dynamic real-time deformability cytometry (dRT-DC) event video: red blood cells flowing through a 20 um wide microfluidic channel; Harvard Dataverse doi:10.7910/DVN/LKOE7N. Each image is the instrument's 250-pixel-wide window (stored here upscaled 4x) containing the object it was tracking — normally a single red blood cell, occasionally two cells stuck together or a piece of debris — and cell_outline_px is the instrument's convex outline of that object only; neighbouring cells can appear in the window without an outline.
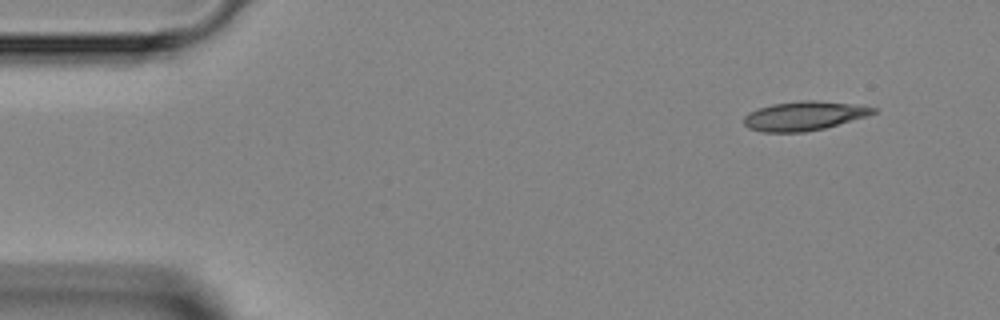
{"species": "Egyptian fruit bat (a non-hibernating species)", "species_latin": "Rousettus aegyptiacus", "temperature_condition": "room temperature", "stored_images_in_passage": 7, "camera_frame_rate_fps": 3000, "um_per_image_px": 0.085, "animal": {"sex": "female"}, "frame": {"image": 1, "passage_image": 1, "time_ms": 0.0, "image_size_px": [1000, 320], "cell_outline_px": [[880, 112], [824, 128], [804, 132], [764, 132], [748, 128], [744, 124], [744, 116], [748, 112], [772, 104], [800, 100], [816, 100], [852, 104], [876, 108]], "centroid_in_image_um": [68.34, 9.84], "position_along_channel_um": 16.7, "area_um2": 21.85}}
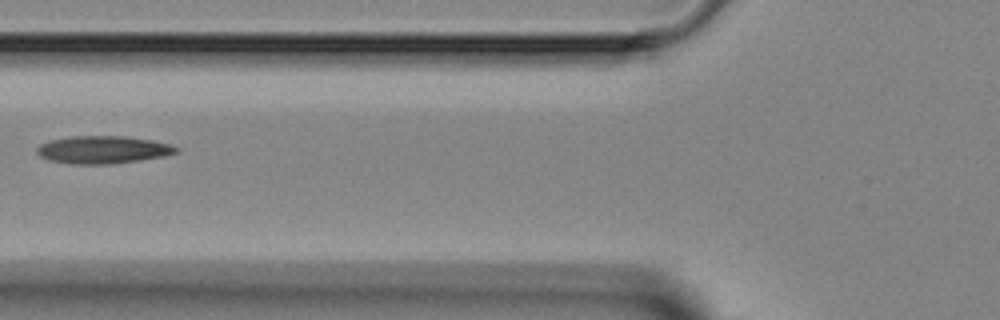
{"frame": {"image": 2, "passage_image": 5, "time_ms": 4.667, "image_size_px": [1000, 320], "cell_outline_px": [[180, 148], [176, 152], [164, 156], [140, 160], [108, 164], [72, 164], [48, 160], [40, 156], [36, 152], [36, 148], [40, 144], [48, 140], [72, 136], [124, 136], [152, 140], [172, 144]], "centroid_in_image_um": [8.73, 12.72], "position_along_channel_um": 117.1, "area_um2": 22.54}}
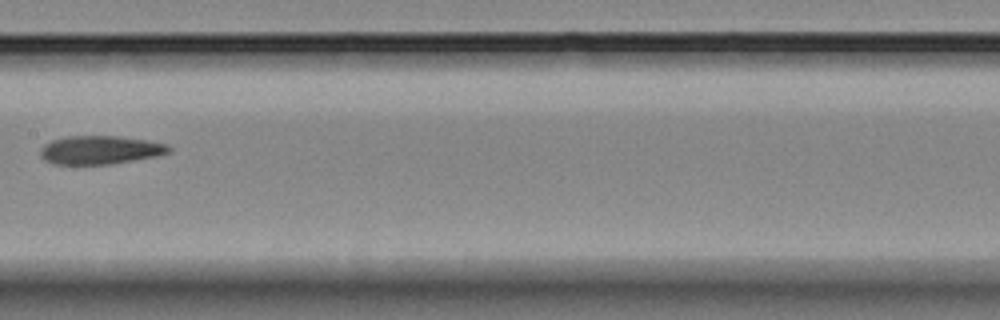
{"frame": {"image": 3, "passage_image": 7, "time_ms": 6.667, "image_size_px": [1000, 320], "cell_outline_px": [[172, 152], [156, 156], [112, 164], [52, 164], [44, 160], [40, 156], [40, 148], [44, 144], [52, 140], [64, 136], [116, 136], [148, 140], [168, 144], [172, 148]], "centroid_in_image_um": [8.51, 12.74], "position_along_channel_um": 198.9, "area_um2": 21.56}}